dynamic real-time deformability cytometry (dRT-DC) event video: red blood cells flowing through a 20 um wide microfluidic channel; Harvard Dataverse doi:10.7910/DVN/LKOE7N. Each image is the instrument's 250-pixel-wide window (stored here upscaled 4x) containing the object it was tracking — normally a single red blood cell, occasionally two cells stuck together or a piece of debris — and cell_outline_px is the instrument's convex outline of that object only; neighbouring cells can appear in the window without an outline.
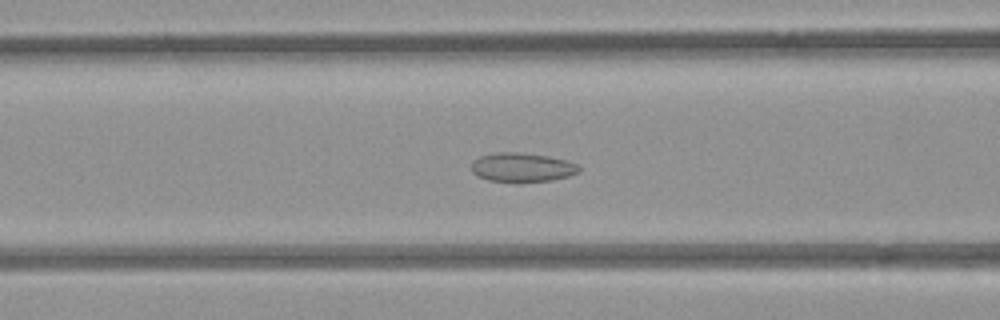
{"species": "common noctule bat (a hibernating species)", "species_latin": "Nyctalus noctula", "temperature_condition": "room temperature", "stored_images_in_passage": 54, "camera_frame_rate_fps": 3000, "um_per_image_px": 0.085, "animal": {"sex": "female", "body_mass_g": 21.9}, "frame": {"image": 1, "passage_image": 22, "time_ms": 7.0, "image_size_px": [1000, 320], "cell_outline_px": [[580, 172], [568, 176], [552, 180], [488, 180], [476, 176], [472, 172], [472, 160], [480, 156], [496, 152], [520, 152], [548, 156], [568, 160], [576, 164], [580, 168]], "centroid_in_image_um": [44.37, 14.19], "position_along_channel_um": 122.2, "area_um2": 17.92}}
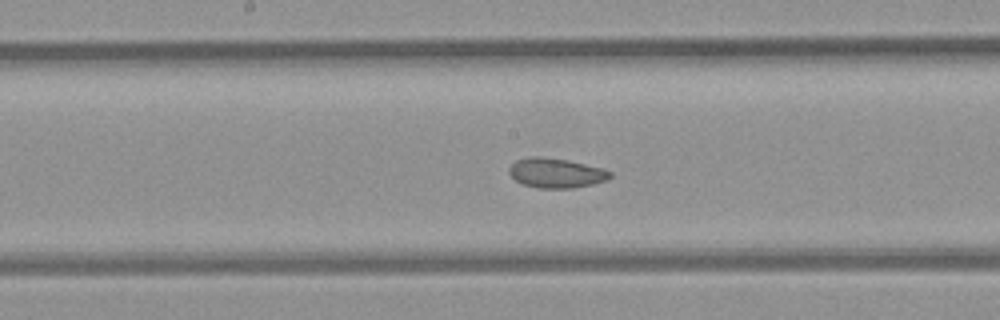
{"frame": {"image": 2, "passage_image": 28, "time_ms": 9.0, "image_size_px": [1000, 320], "cell_outline_px": [[612, 176], [608, 180], [592, 184], [572, 188], [536, 188], [524, 184], [516, 180], [508, 172], [508, 168], [516, 160], [528, 156], [540, 156], [568, 160], [604, 168], [612, 172]], "centroid_in_image_um": [47.28, 14.69], "position_along_channel_um": 200.9, "area_um2": 17.63}}
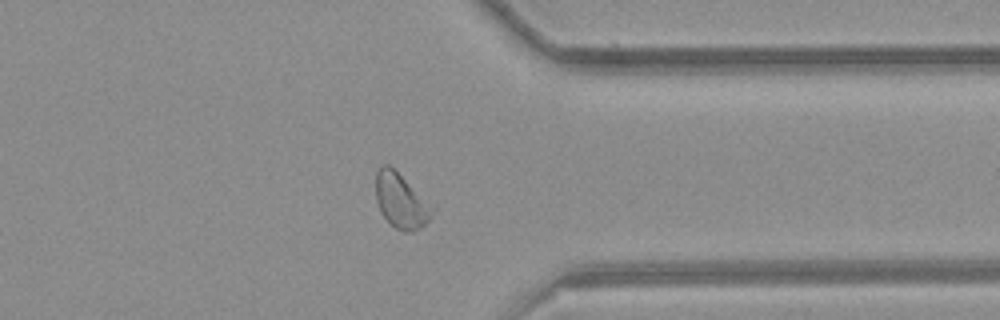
{"frame": {"image": 3, "passage_image": 42, "time_ms": 13.667, "image_size_px": [1000, 320], "cell_outline_px": [[436, 208], [432, 216], [420, 228], [412, 232], [404, 232], [396, 228], [380, 212], [376, 200], [376, 172], [380, 164], [388, 164]], "centroid_in_image_um": [34.08, 17.08], "position_along_channel_um": 377.3, "area_um2": 17.92}, "authors_computed_cell_mechanics": {"area_um2": 19.5942, "velocity_mm_per_s": 3.9217, "shape_relaxation_time_tau1_ms": null, "shape_relaxation_time_tau2_ms": 2.4028, "deformation_change_tau1": null, "deformation_change_tau2": 0.0528}}